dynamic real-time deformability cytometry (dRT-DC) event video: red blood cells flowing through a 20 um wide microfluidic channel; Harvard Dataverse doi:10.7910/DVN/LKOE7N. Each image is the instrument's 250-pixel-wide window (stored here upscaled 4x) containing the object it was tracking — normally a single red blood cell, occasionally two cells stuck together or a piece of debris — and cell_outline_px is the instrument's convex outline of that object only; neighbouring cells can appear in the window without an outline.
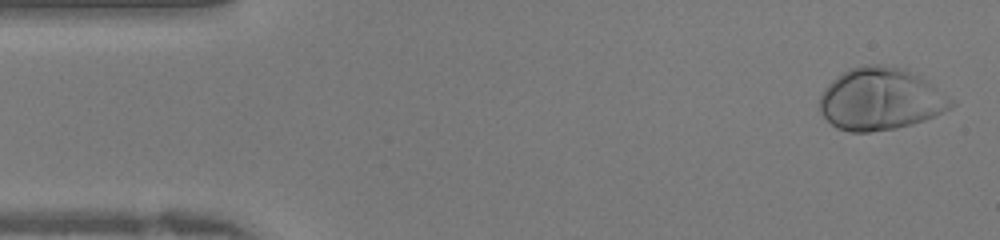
{"species": "human", "species_latin": "Homo sapiens", "temperature_condition": "warm", "stored_images_in_passage": 41, "camera_frame_rate_fps": 3000, "um_per_image_px": 0.085, "donor": {"sex": "female"}, "frame": {"image": 1, "passage_image": 1, "time_ms": 0.0, "image_size_px": [1000, 240], "cell_outline_px": [[956, 104], [952, 108], [936, 116], [912, 124], [896, 128], [868, 132], [852, 132], [836, 128], [820, 112], [820, 96], [828, 84], [832, 80], [844, 72], [852, 68], [864, 64], [880, 64], [904, 68], [920, 76], [956, 100]], "centroid_in_image_um": [74.89, 8.42], "position_along_channel_um": 10.1, "area_um2": 47.86}}
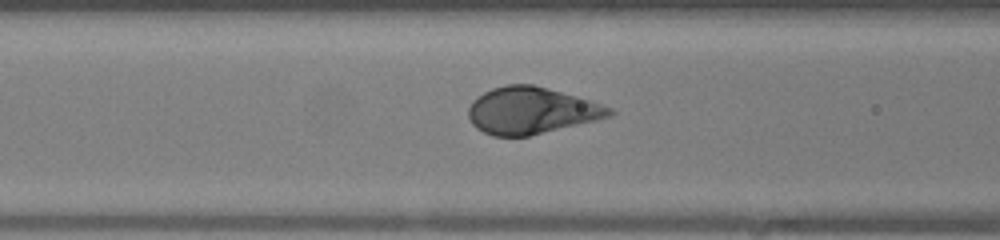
{"frame": {"image": 2, "passage_image": 15, "time_ms": 4.667, "image_size_px": [1000, 240], "cell_outline_px": [[616, 112], [608, 116], [596, 120], [528, 136], [492, 136], [476, 128], [472, 124], [468, 116], [468, 108], [472, 100], [476, 96], [492, 88], [508, 84], [532, 84], [576, 96], [612, 108]], "centroid_in_image_um": [45.1, 9.4], "position_along_channel_um": 121.5, "area_um2": 38.15}}
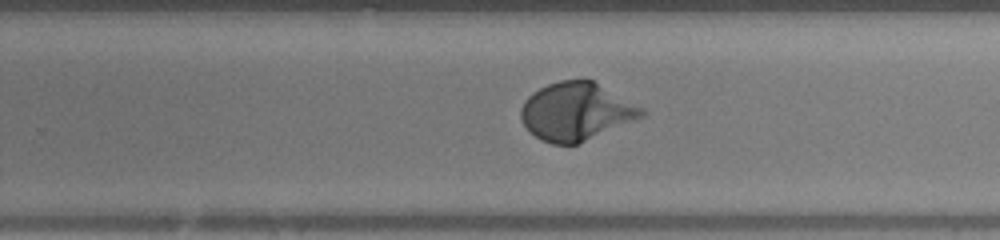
{"frame": {"image": 3, "passage_image": 25, "time_ms": 8.0, "image_size_px": [1000, 240], "cell_outline_px": [[648, 112], [644, 116], [576, 144], [552, 144], [536, 136], [524, 124], [520, 116], [520, 108], [524, 100], [532, 92], [548, 84], [560, 80], [592, 80], [644, 108]], "centroid_in_image_um": [48.97, 9.46], "position_along_channel_um": 280.8, "area_um2": 40.23}}